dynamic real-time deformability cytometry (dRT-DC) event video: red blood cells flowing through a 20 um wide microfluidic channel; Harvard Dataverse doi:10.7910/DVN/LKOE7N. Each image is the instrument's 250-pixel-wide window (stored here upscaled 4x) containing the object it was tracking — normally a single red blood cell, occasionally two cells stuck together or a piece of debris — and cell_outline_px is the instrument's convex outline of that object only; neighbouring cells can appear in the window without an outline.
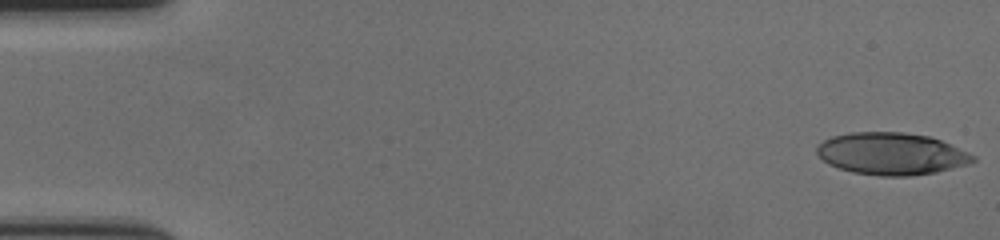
{"species": "human", "species_latin": "Homo sapiens", "temperature_condition": "cold", "stored_images_in_passage": 58, "camera_frame_rate_fps": 3000, "um_per_image_px": 0.085, "donor": {"sex": "female"}, "frame": {"image": 1, "passage_image": 1, "time_ms": 0.0, "image_size_px": [1000, 240], "cell_outline_px": [[976, 160], [964, 164], [936, 172], [908, 176], [880, 176], [852, 172], [828, 164], [816, 152], [816, 148], [824, 140], [832, 136], [852, 132], [904, 132], [928, 136], [940, 140], [976, 156]], "centroid_in_image_um": [75.74, 13.06], "position_along_channel_um": 9.3, "area_um2": 37.92}}
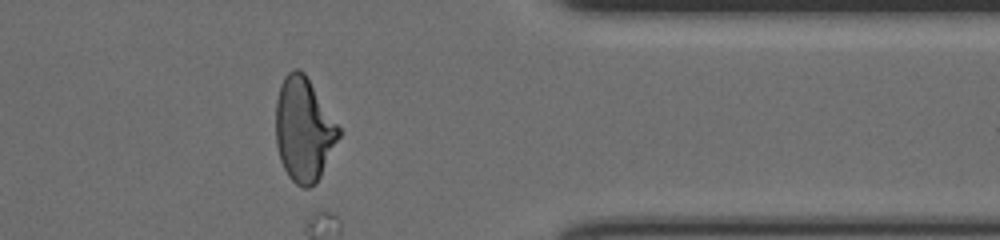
{"frame": {"image": 2, "passage_image": 47, "time_ms": 15.333, "image_size_px": [1000, 240], "cell_outline_px": [[340, 136], [316, 184], [308, 188], [304, 188], [296, 184], [288, 176], [280, 160], [276, 144], [276, 100], [280, 84], [284, 76], [292, 68], [300, 68], [304, 72], [340, 128]], "centroid_in_image_um": [25.8, 11.0], "position_along_channel_um": 385.6, "area_um2": 38.09}}
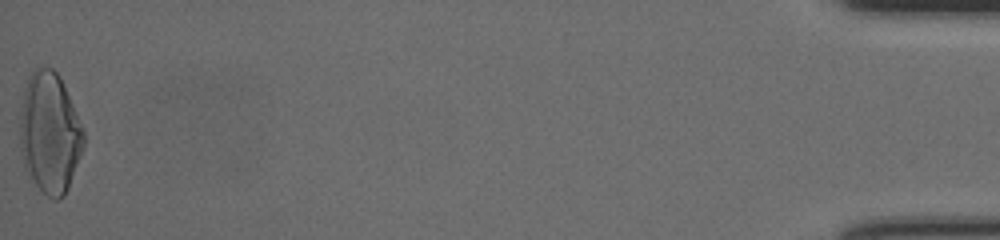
{"frame": {"image": 3, "passage_image": 58, "time_ms": 19.0, "image_size_px": [1000, 240], "cell_outline_px": [[84, 144], [68, 188], [64, 196], [56, 200], [52, 200], [36, 184], [24, 168], [20, 148], [20, 116], [24, 88], [32, 72], [36, 68], [52, 68], [60, 76], [84, 132]], "centroid_in_image_um": [4.21, 11.31], "position_along_channel_um": 431.0, "area_um2": 44.33}}